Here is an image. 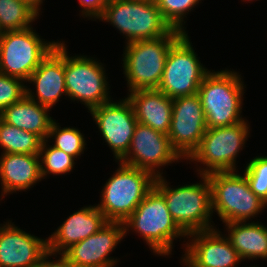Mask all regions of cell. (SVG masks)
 <instances>
[{
	"instance_id": "6da1fadb",
	"label": "cell",
	"mask_w": 267,
	"mask_h": 267,
	"mask_svg": "<svg viewBox=\"0 0 267 267\" xmlns=\"http://www.w3.org/2000/svg\"><path fill=\"white\" fill-rule=\"evenodd\" d=\"M241 77L233 69L210 70L205 75L197 94L207 128L231 126L246 120L241 115L246 88Z\"/></svg>"
},
{
	"instance_id": "7a4b0ae2",
	"label": "cell",
	"mask_w": 267,
	"mask_h": 267,
	"mask_svg": "<svg viewBox=\"0 0 267 267\" xmlns=\"http://www.w3.org/2000/svg\"><path fill=\"white\" fill-rule=\"evenodd\" d=\"M202 181L171 188L163 176L157 177L154 187L163 195L167 208L180 229L186 234L215 229L212 221L211 187L207 175Z\"/></svg>"
},
{
	"instance_id": "3957f363",
	"label": "cell",
	"mask_w": 267,
	"mask_h": 267,
	"mask_svg": "<svg viewBox=\"0 0 267 267\" xmlns=\"http://www.w3.org/2000/svg\"><path fill=\"white\" fill-rule=\"evenodd\" d=\"M124 226L125 234L131 230L138 233L158 256L168 257L172 254L174 240L187 237L173 220L163 195L155 187L124 221Z\"/></svg>"
},
{
	"instance_id": "277c9868",
	"label": "cell",
	"mask_w": 267,
	"mask_h": 267,
	"mask_svg": "<svg viewBox=\"0 0 267 267\" xmlns=\"http://www.w3.org/2000/svg\"><path fill=\"white\" fill-rule=\"evenodd\" d=\"M183 34L173 29L168 35L156 39L125 44L122 67L128 92L159 87L168 52Z\"/></svg>"
},
{
	"instance_id": "5b68a950",
	"label": "cell",
	"mask_w": 267,
	"mask_h": 267,
	"mask_svg": "<svg viewBox=\"0 0 267 267\" xmlns=\"http://www.w3.org/2000/svg\"><path fill=\"white\" fill-rule=\"evenodd\" d=\"M106 181L97 208L108 221L123 222L154 187L155 177L148 171L123 164Z\"/></svg>"
},
{
	"instance_id": "8992f818",
	"label": "cell",
	"mask_w": 267,
	"mask_h": 267,
	"mask_svg": "<svg viewBox=\"0 0 267 267\" xmlns=\"http://www.w3.org/2000/svg\"><path fill=\"white\" fill-rule=\"evenodd\" d=\"M99 21L119 30L126 38L125 44L156 39L173 30L156 1L151 0H108Z\"/></svg>"
},
{
	"instance_id": "52a82bcc",
	"label": "cell",
	"mask_w": 267,
	"mask_h": 267,
	"mask_svg": "<svg viewBox=\"0 0 267 267\" xmlns=\"http://www.w3.org/2000/svg\"><path fill=\"white\" fill-rule=\"evenodd\" d=\"M211 187V209L220 221L248 222L267 208L257 197L242 173L238 171L212 172L207 174Z\"/></svg>"
},
{
	"instance_id": "ba28073f",
	"label": "cell",
	"mask_w": 267,
	"mask_h": 267,
	"mask_svg": "<svg viewBox=\"0 0 267 267\" xmlns=\"http://www.w3.org/2000/svg\"><path fill=\"white\" fill-rule=\"evenodd\" d=\"M250 124L243 120L224 127L207 128L198 148L186 160L199 166L198 175L212 172L237 171L236 159L250 137ZM244 147V148H243ZM199 168V169H198Z\"/></svg>"
},
{
	"instance_id": "9c48e42d",
	"label": "cell",
	"mask_w": 267,
	"mask_h": 267,
	"mask_svg": "<svg viewBox=\"0 0 267 267\" xmlns=\"http://www.w3.org/2000/svg\"><path fill=\"white\" fill-rule=\"evenodd\" d=\"M58 41H46L33 27L4 31L0 38V73L27 83L41 61Z\"/></svg>"
},
{
	"instance_id": "30bf717a",
	"label": "cell",
	"mask_w": 267,
	"mask_h": 267,
	"mask_svg": "<svg viewBox=\"0 0 267 267\" xmlns=\"http://www.w3.org/2000/svg\"><path fill=\"white\" fill-rule=\"evenodd\" d=\"M65 46V85L68 98L80 101L90 111L111 101L104 64L86 55H68Z\"/></svg>"
},
{
	"instance_id": "8fae6325",
	"label": "cell",
	"mask_w": 267,
	"mask_h": 267,
	"mask_svg": "<svg viewBox=\"0 0 267 267\" xmlns=\"http://www.w3.org/2000/svg\"><path fill=\"white\" fill-rule=\"evenodd\" d=\"M197 56L188 32L184 33L168 52L157 89L172 99L197 94L202 80L210 71Z\"/></svg>"
},
{
	"instance_id": "7c38bea8",
	"label": "cell",
	"mask_w": 267,
	"mask_h": 267,
	"mask_svg": "<svg viewBox=\"0 0 267 267\" xmlns=\"http://www.w3.org/2000/svg\"><path fill=\"white\" fill-rule=\"evenodd\" d=\"M183 160L173 149L168 135L137 123L123 164L150 172L155 178L162 177L161 167Z\"/></svg>"
},
{
	"instance_id": "4fadbf2b",
	"label": "cell",
	"mask_w": 267,
	"mask_h": 267,
	"mask_svg": "<svg viewBox=\"0 0 267 267\" xmlns=\"http://www.w3.org/2000/svg\"><path fill=\"white\" fill-rule=\"evenodd\" d=\"M88 112L112 150L115 161L119 162L130 149L134 129L138 123L131 102L127 97L119 101L111 100Z\"/></svg>"
},
{
	"instance_id": "5bb4252c",
	"label": "cell",
	"mask_w": 267,
	"mask_h": 267,
	"mask_svg": "<svg viewBox=\"0 0 267 267\" xmlns=\"http://www.w3.org/2000/svg\"><path fill=\"white\" fill-rule=\"evenodd\" d=\"M206 130L205 116L198 94L173 99L168 137L171 146L182 159L187 160L198 148Z\"/></svg>"
},
{
	"instance_id": "9a60e30c",
	"label": "cell",
	"mask_w": 267,
	"mask_h": 267,
	"mask_svg": "<svg viewBox=\"0 0 267 267\" xmlns=\"http://www.w3.org/2000/svg\"><path fill=\"white\" fill-rule=\"evenodd\" d=\"M187 239L183 244L185 254L181 257L186 267H237L241 264L242 259L219 228L188 234Z\"/></svg>"
},
{
	"instance_id": "2e32d148",
	"label": "cell",
	"mask_w": 267,
	"mask_h": 267,
	"mask_svg": "<svg viewBox=\"0 0 267 267\" xmlns=\"http://www.w3.org/2000/svg\"><path fill=\"white\" fill-rule=\"evenodd\" d=\"M126 236L123 222L108 221L97 233L70 246L62 254L76 267H115L120 261L110 255Z\"/></svg>"
},
{
	"instance_id": "e0dca14e",
	"label": "cell",
	"mask_w": 267,
	"mask_h": 267,
	"mask_svg": "<svg viewBox=\"0 0 267 267\" xmlns=\"http://www.w3.org/2000/svg\"><path fill=\"white\" fill-rule=\"evenodd\" d=\"M65 42L60 41L41 61L27 82L34 85L35 92L26 87V95L40 105L53 108L63 95L65 85Z\"/></svg>"
},
{
	"instance_id": "ac0fdd59",
	"label": "cell",
	"mask_w": 267,
	"mask_h": 267,
	"mask_svg": "<svg viewBox=\"0 0 267 267\" xmlns=\"http://www.w3.org/2000/svg\"><path fill=\"white\" fill-rule=\"evenodd\" d=\"M47 251V238L27 233L9 220L0 224V267H35Z\"/></svg>"
},
{
	"instance_id": "d6986e66",
	"label": "cell",
	"mask_w": 267,
	"mask_h": 267,
	"mask_svg": "<svg viewBox=\"0 0 267 267\" xmlns=\"http://www.w3.org/2000/svg\"><path fill=\"white\" fill-rule=\"evenodd\" d=\"M108 222L96 205L80 208L49 236L48 251L63 253L70 246L97 233Z\"/></svg>"
},
{
	"instance_id": "ffe728a7",
	"label": "cell",
	"mask_w": 267,
	"mask_h": 267,
	"mask_svg": "<svg viewBox=\"0 0 267 267\" xmlns=\"http://www.w3.org/2000/svg\"><path fill=\"white\" fill-rule=\"evenodd\" d=\"M39 155L11 153L0 156L1 199L26 191L41 181ZM33 185V186H32Z\"/></svg>"
},
{
	"instance_id": "44dd1931",
	"label": "cell",
	"mask_w": 267,
	"mask_h": 267,
	"mask_svg": "<svg viewBox=\"0 0 267 267\" xmlns=\"http://www.w3.org/2000/svg\"><path fill=\"white\" fill-rule=\"evenodd\" d=\"M126 97L132 104L138 123L168 135L172 120V98L158 89L135 90L128 92Z\"/></svg>"
},
{
	"instance_id": "7402d4cb",
	"label": "cell",
	"mask_w": 267,
	"mask_h": 267,
	"mask_svg": "<svg viewBox=\"0 0 267 267\" xmlns=\"http://www.w3.org/2000/svg\"><path fill=\"white\" fill-rule=\"evenodd\" d=\"M49 111L50 108L25 95L21 100L6 107L0 113V118L10 125L39 136L44 141L47 140L51 124L55 120Z\"/></svg>"
},
{
	"instance_id": "603a6c76",
	"label": "cell",
	"mask_w": 267,
	"mask_h": 267,
	"mask_svg": "<svg viewBox=\"0 0 267 267\" xmlns=\"http://www.w3.org/2000/svg\"><path fill=\"white\" fill-rule=\"evenodd\" d=\"M225 236L242 261L267 260V226L259 221L225 223Z\"/></svg>"
},
{
	"instance_id": "cb8c5ba5",
	"label": "cell",
	"mask_w": 267,
	"mask_h": 267,
	"mask_svg": "<svg viewBox=\"0 0 267 267\" xmlns=\"http://www.w3.org/2000/svg\"><path fill=\"white\" fill-rule=\"evenodd\" d=\"M44 0H0V26L3 31L22 30L41 14Z\"/></svg>"
},
{
	"instance_id": "d4e9b609",
	"label": "cell",
	"mask_w": 267,
	"mask_h": 267,
	"mask_svg": "<svg viewBox=\"0 0 267 267\" xmlns=\"http://www.w3.org/2000/svg\"><path fill=\"white\" fill-rule=\"evenodd\" d=\"M42 142L39 136L10 125L0 118V147L3 149L1 154L39 155Z\"/></svg>"
},
{
	"instance_id": "484cf974",
	"label": "cell",
	"mask_w": 267,
	"mask_h": 267,
	"mask_svg": "<svg viewBox=\"0 0 267 267\" xmlns=\"http://www.w3.org/2000/svg\"><path fill=\"white\" fill-rule=\"evenodd\" d=\"M53 140L52 146L58 148L68 155L72 156L75 160L81 154H84L85 146L87 145L84 134L74 127H63L54 120L51 124L47 140Z\"/></svg>"
},
{
	"instance_id": "4316f807",
	"label": "cell",
	"mask_w": 267,
	"mask_h": 267,
	"mask_svg": "<svg viewBox=\"0 0 267 267\" xmlns=\"http://www.w3.org/2000/svg\"><path fill=\"white\" fill-rule=\"evenodd\" d=\"M49 140H44L39 152L40 172L42 179L49 174L65 175L74 169L75 159L64 151L49 145Z\"/></svg>"
},
{
	"instance_id": "83f0119b",
	"label": "cell",
	"mask_w": 267,
	"mask_h": 267,
	"mask_svg": "<svg viewBox=\"0 0 267 267\" xmlns=\"http://www.w3.org/2000/svg\"><path fill=\"white\" fill-rule=\"evenodd\" d=\"M199 1L201 4L202 0H156V3L163 18L173 29L187 33L184 20L186 15L199 5Z\"/></svg>"
},
{
	"instance_id": "f1b7e54d",
	"label": "cell",
	"mask_w": 267,
	"mask_h": 267,
	"mask_svg": "<svg viewBox=\"0 0 267 267\" xmlns=\"http://www.w3.org/2000/svg\"><path fill=\"white\" fill-rule=\"evenodd\" d=\"M245 175L251 191L267 204V156H256L246 164Z\"/></svg>"
},
{
	"instance_id": "f546056e",
	"label": "cell",
	"mask_w": 267,
	"mask_h": 267,
	"mask_svg": "<svg viewBox=\"0 0 267 267\" xmlns=\"http://www.w3.org/2000/svg\"><path fill=\"white\" fill-rule=\"evenodd\" d=\"M24 84L19 78L0 73V113L26 95Z\"/></svg>"
},
{
	"instance_id": "4dcf8cb0",
	"label": "cell",
	"mask_w": 267,
	"mask_h": 267,
	"mask_svg": "<svg viewBox=\"0 0 267 267\" xmlns=\"http://www.w3.org/2000/svg\"><path fill=\"white\" fill-rule=\"evenodd\" d=\"M81 6L80 17L92 19L96 21L103 14L104 8L108 0H78ZM83 8V9H82Z\"/></svg>"
},
{
	"instance_id": "1f68e13d",
	"label": "cell",
	"mask_w": 267,
	"mask_h": 267,
	"mask_svg": "<svg viewBox=\"0 0 267 267\" xmlns=\"http://www.w3.org/2000/svg\"><path fill=\"white\" fill-rule=\"evenodd\" d=\"M60 255V256H59ZM58 256V258H57ZM55 257V260L50 258ZM35 267H76L71 261H69L62 253H54L47 251L39 260Z\"/></svg>"
},
{
	"instance_id": "d6a6232c",
	"label": "cell",
	"mask_w": 267,
	"mask_h": 267,
	"mask_svg": "<svg viewBox=\"0 0 267 267\" xmlns=\"http://www.w3.org/2000/svg\"><path fill=\"white\" fill-rule=\"evenodd\" d=\"M3 34H4V31H3V29L0 26V38L2 37Z\"/></svg>"
}]
</instances>
